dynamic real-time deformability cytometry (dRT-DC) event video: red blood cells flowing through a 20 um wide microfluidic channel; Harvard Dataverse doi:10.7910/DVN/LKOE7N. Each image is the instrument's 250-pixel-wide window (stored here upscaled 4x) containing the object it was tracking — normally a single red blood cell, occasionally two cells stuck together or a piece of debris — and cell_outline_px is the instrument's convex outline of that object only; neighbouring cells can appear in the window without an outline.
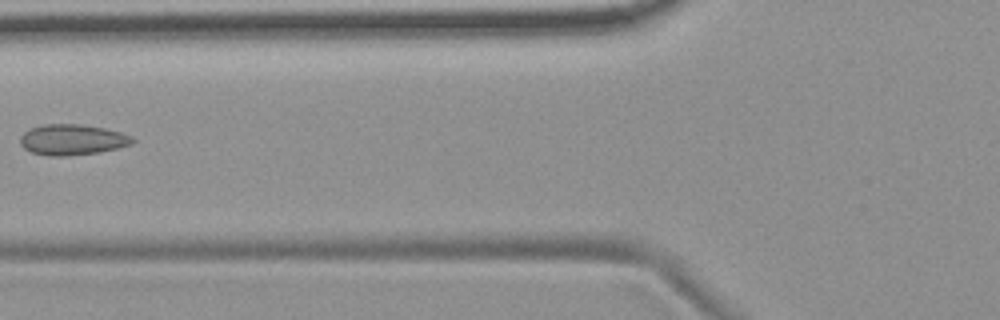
{"species": "common noctule bat (a hibernating species)", "species_latin": "Nyctalus noctula", "temperature_condition": "room temperature", "stored_images_in_passage": 7, "camera_frame_rate_fps": 3000, "um_per_image_px": 0.085, "animal": {"sex": "female", "body_mass_g": 19.9}, "frame": {"image": 1, "passage_image": 6, "time_ms": 6.0, "image_size_px": [1000, 320], "cell_outline_px": [[136, 140], [132, 144], [100, 152], [64, 156], [48, 156], [32, 152], [24, 148], [20, 144], [20, 136], [24, 132], [32, 128], [44, 124], [80, 124], [104, 128], [120, 132], [132, 136]], "centroid_in_image_um": [6.15, 11.87], "position_along_channel_um": 119.7, "area_um2": 20.06}}
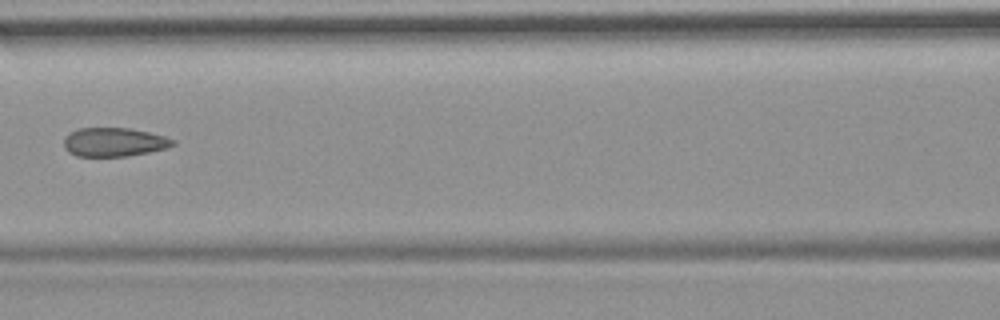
{"frame": {"image": 2, "passage_image": 7, "time_ms": 7.0, "image_size_px": [1000, 320], "cell_outline_px": [[176, 144], [168, 148], [128, 156], [76, 156], [68, 152], [64, 148], [64, 136], [80, 128], [128, 128], [148, 132], [164, 136], [176, 140]], "centroid_in_image_um": [9.7, 12.08], "position_along_channel_um": 156.9, "area_um2": 18.32}}